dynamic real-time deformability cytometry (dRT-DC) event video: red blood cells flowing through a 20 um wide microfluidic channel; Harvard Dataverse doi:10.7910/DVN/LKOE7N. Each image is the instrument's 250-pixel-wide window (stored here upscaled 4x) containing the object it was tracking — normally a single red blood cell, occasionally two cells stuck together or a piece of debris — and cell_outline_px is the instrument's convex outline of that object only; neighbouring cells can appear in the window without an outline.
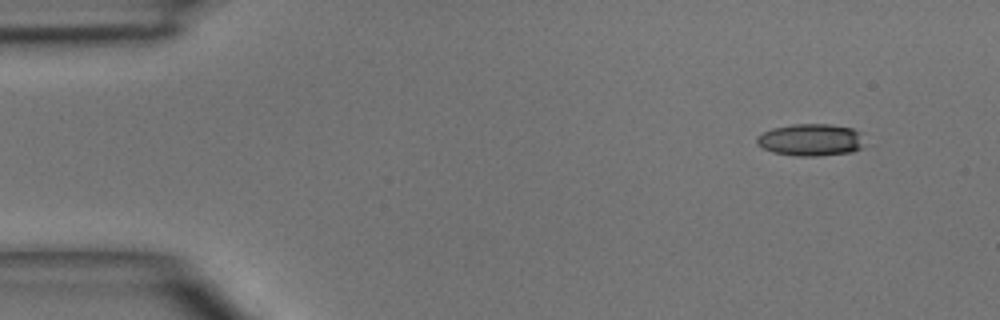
{"species": "common noctule bat (a hibernating species)", "species_latin": "Nyctalus noctula", "temperature_condition": "room temperature", "stored_images_in_passage": 6, "camera_frame_rate_fps": 3000, "um_per_image_px": 0.085, "animal": {"sex": "male", "body_mass_g": 15.6}, "frame": {"image": 1, "passage_image": 1, "time_ms": 0.0, "image_size_px": [1000, 320], "cell_outline_px": [[860, 148], [852, 152], [816, 156], [796, 156], [772, 152], [756, 144], [756, 136], [772, 128], [792, 124], [828, 124], [852, 128], [860, 132]], "centroid_in_image_um": [68.85, 11.89], "position_along_channel_um": 16.2, "area_um2": 20.0}}
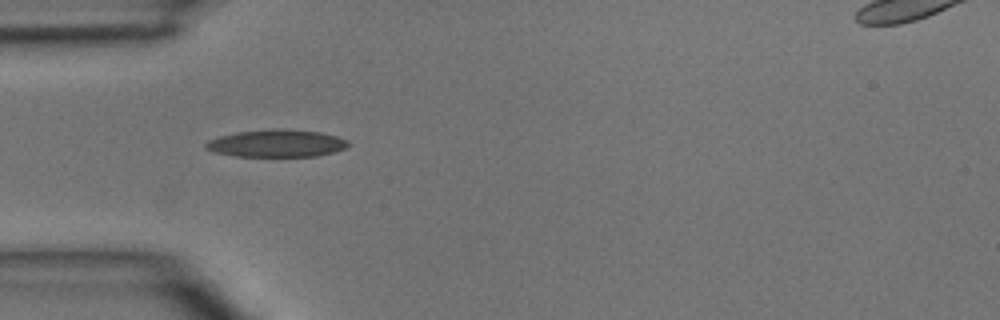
{"frame": {"image": 2, "passage_image": 3, "time_ms": 3.333, "image_size_px": [1000, 320], "cell_outline_px": [[352, 144], [344, 148], [332, 152], [316, 156], [236, 156], [216, 152], [204, 148], [204, 144], [208, 140], [220, 136], [236, 132], [280, 128], [320, 132], [336, 136], [348, 140]], "centroid_in_image_um": [23.51, 12.18], "position_along_channel_um": 61.5, "area_um2": 22.66}}